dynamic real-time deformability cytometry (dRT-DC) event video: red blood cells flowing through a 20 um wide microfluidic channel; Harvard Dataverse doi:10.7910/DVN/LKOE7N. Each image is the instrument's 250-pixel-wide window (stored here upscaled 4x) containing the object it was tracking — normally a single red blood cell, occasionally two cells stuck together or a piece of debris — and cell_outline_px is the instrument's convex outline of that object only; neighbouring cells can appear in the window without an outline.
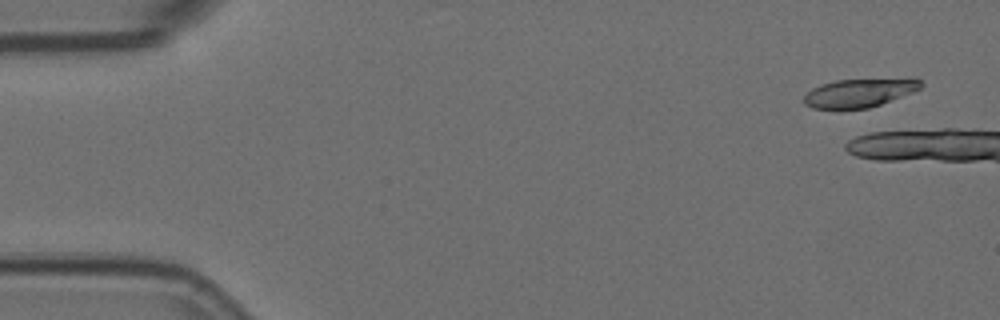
{"species": "Egyptian fruit bat (a non-hibernating species)", "species_latin": "Rousettus aegyptiacus", "temperature_condition": "room temperature", "stored_images_in_passage": 3, "camera_frame_rate_fps": 3000, "um_per_image_px": 0.085, "animal": {"sex": "female"}, "frame": {"image": 1, "passage_image": 1, "time_ms": 0.0, "image_size_px": [1000, 320], "cell_outline_px": [[924, 84], [920, 88], [912, 92], [880, 104], [868, 108], [840, 112], [836, 112], [812, 108], [804, 104], [804, 96], [812, 88], [820, 84], [836, 80], [912, 76], [916, 76]], "centroid_in_image_um": [73.06, 7.89], "position_along_channel_um": 11.9, "area_um2": 20.81}}